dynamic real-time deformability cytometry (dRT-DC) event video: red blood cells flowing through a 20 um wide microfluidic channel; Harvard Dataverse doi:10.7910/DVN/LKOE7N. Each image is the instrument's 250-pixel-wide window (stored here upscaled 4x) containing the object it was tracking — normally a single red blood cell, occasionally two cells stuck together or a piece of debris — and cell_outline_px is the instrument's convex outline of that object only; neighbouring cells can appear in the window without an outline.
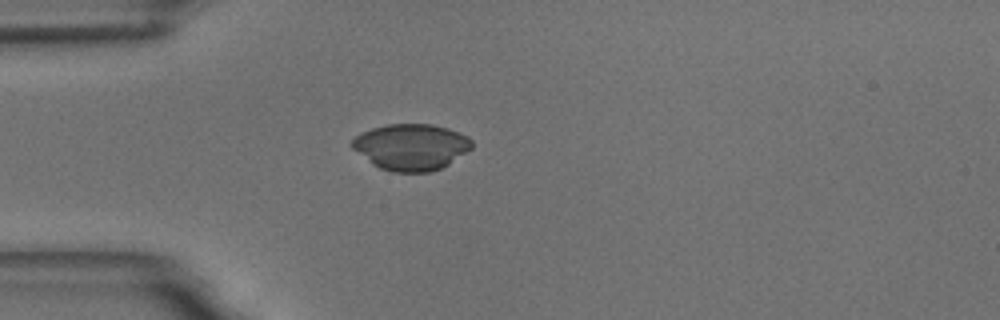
{"species": "common noctule bat (a hibernating species)", "species_latin": "Nyctalus noctula", "temperature_condition": "room temperature", "stored_images_in_passage": 41, "camera_frame_rate_fps": 3000, "um_per_image_px": 0.085, "animal": {"sex": "male", "body_mass_g": 18.8}, "frame": {"image": 1, "passage_image": 1, "time_ms": 0.0, "image_size_px": [1000, 320], "cell_outline_px": [[472, 148], [448, 164], [432, 172], [392, 172], [380, 168], [372, 164], [352, 148], [348, 144], [360, 132], [372, 128], [388, 124], [432, 124], [448, 128], [468, 136], [472, 140]], "centroid_in_image_um": [34.92, 12.49], "position_along_channel_um": 50.1, "area_um2": 32.43}}
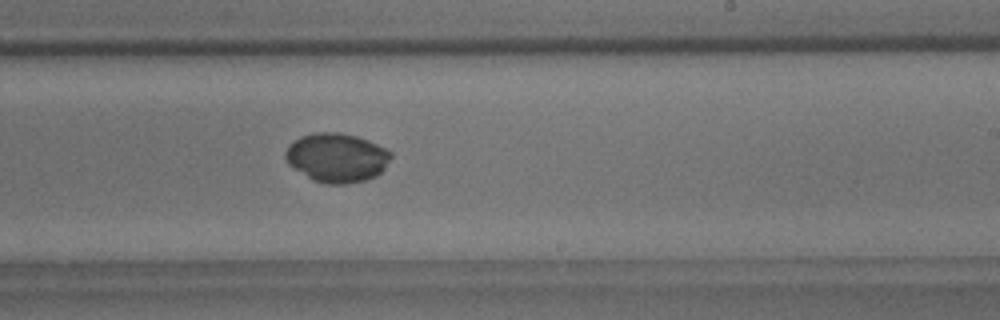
{"frame": {"image": 2, "passage_image": 19, "time_ms": 6.0, "image_size_px": [1000, 320], "cell_outline_px": [[392, 156], [384, 168], [376, 176], [364, 180], [348, 184], [324, 184], [312, 180], [288, 164], [284, 160], [284, 152], [300, 136], [312, 132], [340, 132], [356, 136], [368, 140], [392, 152]], "centroid_in_image_um": [28.61, 13.4], "position_along_channel_um": 260.4, "area_um2": 30.23}}
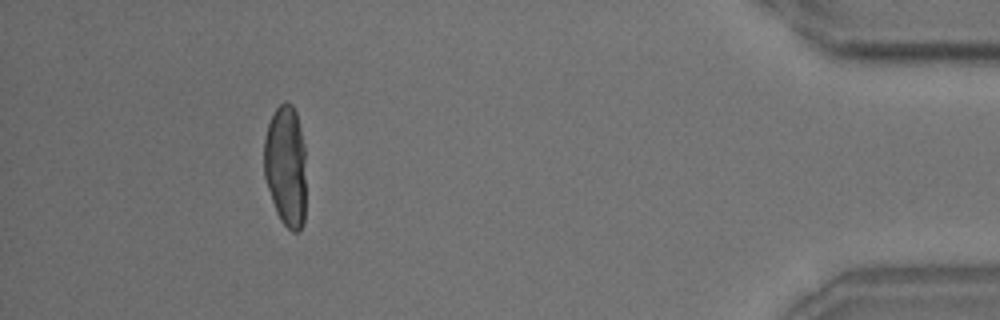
{"frame": {"image": 3, "passage_image": 36, "time_ms": 11.667, "image_size_px": [1000, 320], "cell_outline_px": [[304, 224], [296, 232], [292, 232], [280, 220], [276, 212], [264, 176], [264, 136], [268, 124], [276, 108], [284, 100], [292, 104], [296, 112], [300, 128], [304, 148]], "centroid_in_image_um": [24.27, 14.09], "position_along_channel_um": 410.9, "area_um2": 29.59}}